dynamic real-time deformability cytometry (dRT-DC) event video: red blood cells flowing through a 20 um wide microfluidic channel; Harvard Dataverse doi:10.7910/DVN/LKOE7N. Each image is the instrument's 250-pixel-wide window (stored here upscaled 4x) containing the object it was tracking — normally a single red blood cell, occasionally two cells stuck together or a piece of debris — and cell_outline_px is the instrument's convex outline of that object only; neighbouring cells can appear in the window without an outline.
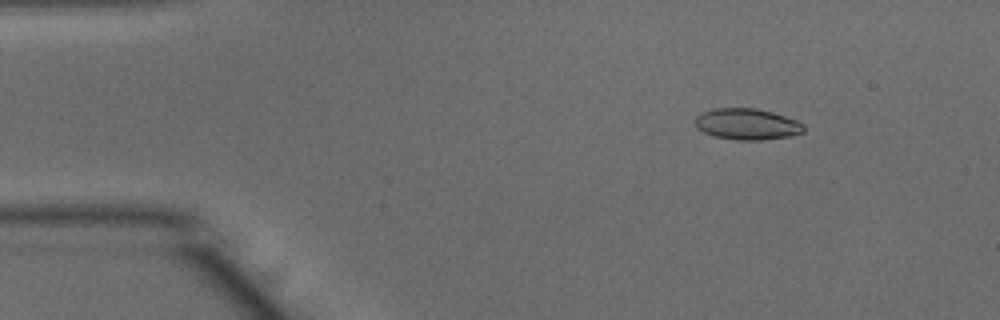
{"species": "common noctule bat (a hibernating species)", "species_latin": "Nyctalus noctula", "temperature_condition": "warm", "stored_images_in_passage": 51, "camera_frame_rate_fps": 3000, "um_per_image_px": 0.085, "animal": {"sex": "male", "body_mass_g": 15.6}, "frame": {"image": 1, "passage_image": 7, "time_ms": 2.0, "image_size_px": [1000, 320], "cell_outline_px": [[804, 132], [788, 136], [760, 140], [736, 140], [712, 136], [696, 128], [696, 116], [704, 112], [716, 108], [756, 108], [772, 112], [796, 120], [804, 124]], "centroid_in_image_um": [63.49, 10.55], "position_along_channel_um": 21.5, "area_um2": 19.65}}
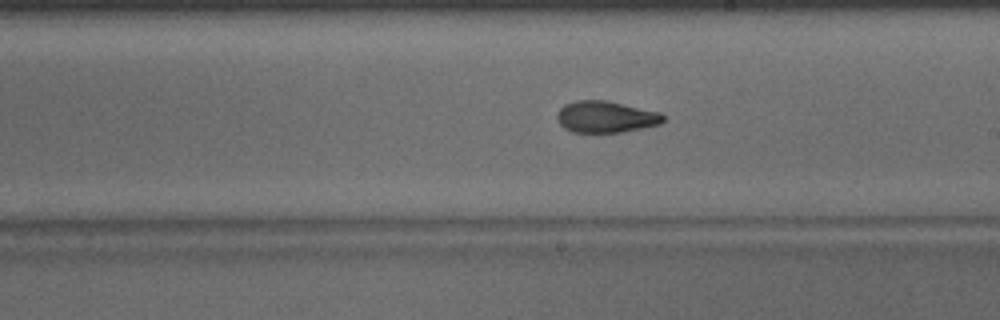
{"frame": {"image": 2, "passage_image": 29, "time_ms": 9.333, "image_size_px": [1000, 320], "cell_outline_px": [[664, 120], [660, 124], [620, 132], [572, 132], [564, 128], [556, 120], [556, 112], [564, 104], [576, 100], [604, 100], [660, 112], [664, 116]], "centroid_in_image_um": [51.43, 9.93], "position_along_channel_um": 237.6, "area_um2": 19.48}}
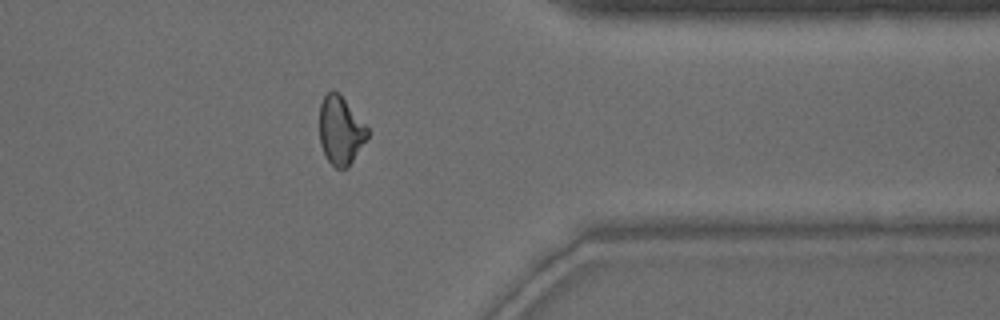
{"frame": {"image": 3, "passage_image": 41, "time_ms": 13.333, "image_size_px": [1000, 320], "cell_outline_px": [[368, 136], [348, 168], [336, 168], [324, 156], [320, 144], [320, 104], [324, 96], [332, 88], [340, 92], [368, 128]], "centroid_in_image_um": [28.93, 11.06], "position_along_channel_um": 382.5, "area_um2": 19.25}, "authors_computed_cell_mechanics": {"area_um2": 19.652, "velocity_mm_per_s": 3.9418, "shape_relaxation_time_tau1_ms": 8.0592, "shape_relaxation_time_tau2_ms": 2.3172, "deformation_change_tau1": 0.217, "deformation_change_tau2": 0.0891}}